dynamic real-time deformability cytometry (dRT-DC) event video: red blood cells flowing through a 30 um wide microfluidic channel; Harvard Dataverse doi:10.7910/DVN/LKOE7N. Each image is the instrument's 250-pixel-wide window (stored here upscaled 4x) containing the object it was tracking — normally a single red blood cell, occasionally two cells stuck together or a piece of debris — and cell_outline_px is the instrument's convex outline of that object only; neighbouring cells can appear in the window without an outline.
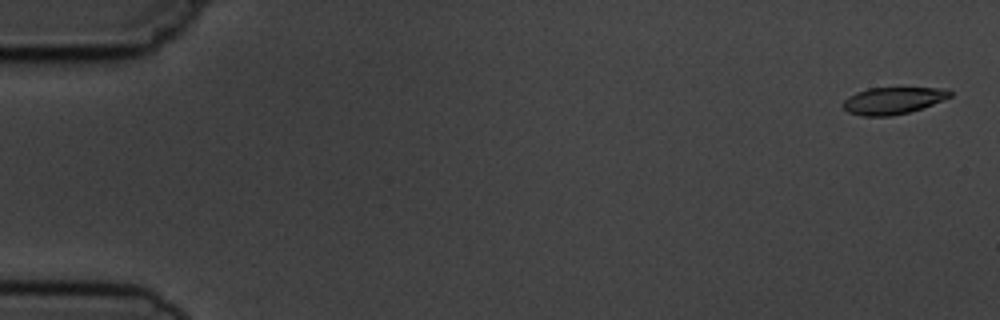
{"species": "common noctule bat (a hibernating species)", "species_latin": "Nyctalus noctula", "temperature_condition": "cold", "stored_images_in_passage": 5, "camera_frame_rate_fps": 3000, "um_per_image_px": 0.085, "animal": {"sex": "male", "body_mass_g": 19.5, "forearm_length_mm": 54.6}, "frame": {"image": 1, "passage_image": 1, "time_ms": 0.0, "image_size_px": [1000, 320], "cell_outline_px": [[952, 96], [932, 104], [908, 112], [892, 116], [860, 116], [848, 112], [844, 108], [844, 100], [848, 96], [856, 92], [868, 88], [948, 88], [952, 92]], "centroid_in_image_um": [75.89, 8.54], "position_along_channel_um": 9.1, "area_um2": 16.7}}
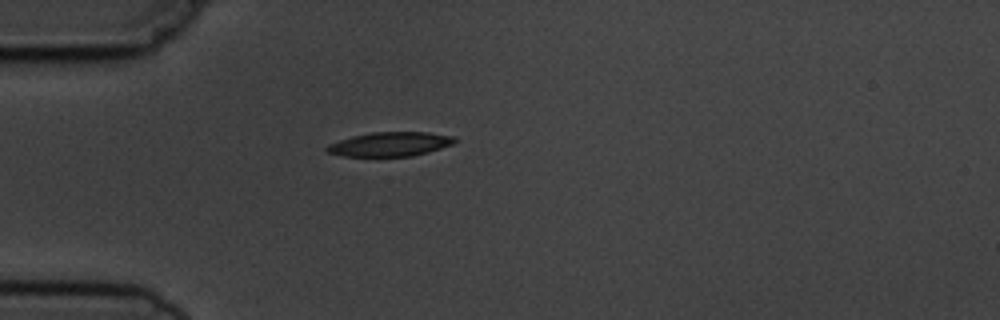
{"frame": {"image": 2, "passage_image": 5, "time_ms": 4.667, "image_size_px": [1000, 320], "cell_outline_px": [[460, 140], [452, 144], [428, 152], [412, 156], [344, 156], [328, 152], [324, 148], [328, 144], [352, 136], [372, 132], [428, 132], [452, 136]], "centroid_in_image_um": [33.17, 12.25], "position_along_channel_um": 51.8, "area_um2": 17.98}}